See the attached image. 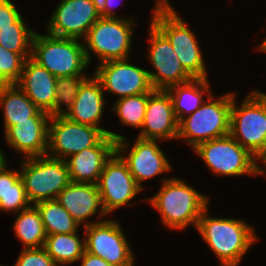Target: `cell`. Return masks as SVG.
Instances as JSON below:
<instances>
[{
	"label": "cell",
	"mask_w": 266,
	"mask_h": 266,
	"mask_svg": "<svg viewBox=\"0 0 266 266\" xmlns=\"http://www.w3.org/2000/svg\"><path fill=\"white\" fill-rule=\"evenodd\" d=\"M208 208L202 212L197 230L219 258L221 266H238L258 240L254 228L241 219L208 217Z\"/></svg>",
	"instance_id": "obj_1"
},
{
	"label": "cell",
	"mask_w": 266,
	"mask_h": 266,
	"mask_svg": "<svg viewBox=\"0 0 266 266\" xmlns=\"http://www.w3.org/2000/svg\"><path fill=\"white\" fill-rule=\"evenodd\" d=\"M160 213L161 221L171 229L197 227L202 212L208 207L209 196H204L179 178H163L158 193L147 199Z\"/></svg>",
	"instance_id": "obj_2"
},
{
	"label": "cell",
	"mask_w": 266,
	"mask_h": 266,
	"mask_svg": "<svg viewBox=\"0 0 266 266\" xmlns=\"http://www.w3.org/2000/svg\"><path fill=\"white\" fill-rule=\"evenodd\" d=\"M151 22L168 38L183 68L193 78H208L203 56L193 31L168 0H157Z\"/></svg>",
	"instance_id": "obj_3"
},
{
	"label": "cell",
	"mask_w": 266,
	"mask_h": 266,
	"mask_svg": "<svg viewBox=\"0 0 266 266\" xmlns=\"http://www.w3.org/2000/svg\"><path fill=\"white\" fill-rule=\"evenodd\" d=\"M235 97L230 110V135L260 160L266 154V94L253 90L240 107Z\"/></svg>",
	"instance_id": "obj_4"
},
{
	"label": "cell",
	"mask_w": 266,
	"mask_h": 266,
	"mask_svg": "<svg viewBox=\"0 0 266 266\" xmlns=\"http://www.w3.org/2000/svg\"><path fill=\"white\" fill-rule=\"evenodd\" d=\"M78 40L35 32L31 58L56 78L83 74L89 63Z\"/></svg>",
	"instance_id": "obj_5"
},
{
	"label": "cell",
	"mask_w": 266,
	"mask_h": 266,
	"mask_svg": "<svg viewBox=\"0 0 266 266\" xmlns=\"http://www.w3.org/2000/svg\"><path fill=\"white\" fill-rule=\"evenodd\" d=\"M234 93L215 101L211 94L196 111L178 122V137L194 149L198 144L230 134V110Z\"/></svg>",
	"instance_id": "obj_6"
},
{
	"label": "cell",
	"mask_w": 266,
	"mask_h": 266,
	"mask_svg": "<svg viewBox=\"0 0 266 266\" xmlns=\"http://www.w3.org/2000/svg\"><path fill=\"white\" fill-rule=\"evenodd\" d=\"M20 163L19 172L30 204L56 199L71 182L65 160L44 155Z\"/></svg>",
	"instance_id": "obj_7"
},
{
	"label": "cell",
	"mask_w": 266,
	"mask_h": 266,
	"mask_svg": "<svg viewBox=\"0 0 266 266\" xmlns=\"http://www.w3.org/2000/svg\"><path fill=\"white\" fill-rule=\"evenodd\" d=\"M213 174L240 176L258 175L259 165L248 150L230 134L198 144L193 149Z\"/></svg>",
	"instance_id": "obj_8"
},
{
	"label": "cell",
	"mask_w": 266,
	"mask_h": 266,
	"mask_svg": "<svg viewBox=\"0 0 266 266\" xmlns=\"http://www.w3.org/2000/svg\"><path fill=\"white\" fill-rule=\"evenodd\" d=\"M133 19L100 17L85 36L84 49L88 63L91 52L100 63L127 59L132 46Z\"/></svg>",
	"instance_id": "obj_9"
},
{
	"label": "cell",
	"mask_w": 266,
	"mask_h": 266,
	"mask_svg": "<svg viewBox=\"0 0 266 266\" xmlns=\"http://www.w3.org/2000/svg\"><path fill=\"white\" fill-rule=\"evenodd\" d=\"M85 251L99 256L112 266H133L132 249L120 227L113 220L87 223L84 225Z\"/></svg>",
	"instance_id": "obj_10"
},
{
	"label": "cell",
	"mask_w": 266,
	"mask_h": 266,
	"mask_svg": "<svg viewBox=\"0 0 266 266\" xmlns=\"http://www.w3.org/2000/svg\"><path fill=\"white\" fill-rule=\"evenodd\" d=\"M48 125L46 155L61 160L95 146L105 136L99 128L70 121L64 115L50 117Z\"/></svg>",
	"instance_id": "obj_11"
},
{
	"label": "cell",
	"mask_w": 266,
	"mask_h": 266,
	"mask_svg": "<svg viewBox=\"0 0 266 266\" xmlns=\"http://www.w3.org/2000/svg\"><path fill=\"white\" fill-rule=\"evenodd\" d=\"M100 200L106 216L129 203L142 188L134 180L127 163L115 152L106 162L97 182Z\"/></svg>",
	"instance_id": "obj_12"
},
{
	"label": "cell",
	"mask_w": 266,
	"mask_h": 266,
	"mask_svg": "<svg viewBox=\"0 0 266 266\" xmlns=\"http://www.w3.org/2000/svg\"><path fill=\"white\" fill-rule=\"evenodd\" d=\"M149 32L148 57L156 69V73L148 71L153 88L155 90H167L174 85L193 79L177 58L171 42L152 22Z\"/></svg>",
	"instance_id": "obj_13"
},
{
	"label": "cell",
	"mask_w": 266,
	"mask_h": 266,
	"mask_svg": "<svg viewBox=\"0 0 266 266\" xmlns=\"http://www.w3.org/2000/svg\"><path fill=\"white\" fill-rule=\"evenodd\" d=\"M48 21L53 36L80 39L100 18L98 0H61Z\"/></svg>",
	"instance_id": "obj_14"
},
{
	"label": "cell",
	"mask_w": 266,
	"mask_h": 266,
	"mask_svg": "<svg viewBox=\"0 0 266 266\" xmlns=\"http://www.w3.org/2000/svg\"><path fill=\"white\" fill-rule=\"evenodd\" d=\"M94 76L101 82L103 90L115 93L118 99L152 93L153 88L148 71L129 64L127 59L110 60L100 63Z\"/></svg>",
	"instance_id": "obj_15"
},
{
	"label": "cell",
	"mask_w": 266,
	"mask_h": 266,
	"mask_svg": "<svg viewBox=\"0 0 266 266\" xmlns=\"http://www.w3.org/2000/svg\"><path fill=\"white\" fill-rule=\"evenodd\" d=\"M125 141V137L116 141V152L127 163L134 180L142 189L144 188L141 183L144 180L172 169L169 160L156 142L158 140L137 137L132 148ZM129 148L131 149L127 157L123 156L124 151Z\"/></svg>",
	"instance_id": "obj_16"
},
{
	"label": "cell",
	"mask_w": 266,
	"mask_h": 266,
	"mask_svg": "<svg viewBox=\"0 0 266 266\" xmlns=\"http://www.w3.org/2000/svg\"><path fill=\"white\" fill-rule=\"evenodd\" d=\"M138 137L159 141L178 137V121L167 90H154L149 95L142 130Z\"/></svg>",
	"instance_id": "obj_17"
},
{
	"label": "cell",
	"mask_w": 266,
	"mask_h": 266,
	"mask_svg": "<svg viewBox=\"0 0 266 266\" xmlns=\"http://www.w3.org/2000/svg\"><path fill=\"white\" fill-rule=\"evenodd\" d=\"M116 152V141L105 135L95 146L65 159L70 180L97 184L106 162Z\"/></svg>",
	"instance_id": "obj_18"
},
{
	"label": "cell",
	"mask_w": 266,
	"mask_h": 266,
	"mask_svg": "<svg viewBox=\"0 0 266 266\" xmlns=\"http://www.w3.org/2000/svg\"><path fill=\"white\" fill-rule=\"evenodd\" d=\"M103 93L105 91L101 82L94 75L87 78L80 86L75 102L64 116L70 121L99 128L115 141L121 140L124 136L98 126L105 106Z\"/></svg>",
	"instance_id": "obj_19"
},
{
	"label": "cell",
	"mask_w": 266,
	"mask_h": 266,
	"mask_svg": "<svg viewBox=\"0 0 266 266\" xmlns=\"http://www.w3.org/2000/svg\"><path fill=\"white\" fill-rule=\"evenodd\" d=\"M16 85L41 110L50 113L55 105L56 77L32 58L26 59Z\"/></svg>",
	"instance_id": "obj_20"
},
{
	"label": "cell",
	"mask_w": 266,
	"mask_h": 266,
	"mask_svg": "<svg viewBox=\"0 0 266 266\" xmlns=\"http://www.w3.org/2000/svg\"><path fill=\"white\" fill-rule=\"evenodd\" d=\"M49 120L50 117H30V121L17 122L5 131L7 143L26 158L46 155Z\"/></svg>",
	"instance_id": "obj_21"
},
{
	"label": "cell",
	"mask_w": 266,
	"mask_h": 266,
	"mask_svg": "<svg viewBox=\"0 0 266 266\" xmlns=\"http://www.w3.org/2000/svg\"><path fill=\"white\" fill-rule=\"evenodd\" d=\"M56 200L79 224L97 212H100V217L106 215L101 204L97 184L71 181L58 194Z\"/></svg>",
	"instance_id": "obj_22"
},
{
	"label": "cell",
	"mask_w": 266,
	"mask_h": 266,
	"mask_svg": "<svg viewBox=\"0 0 266 266\" xmlns=\"http://www.w3.org/2000/svg\"><path fill=\"white\" fill-rule=\"evenodd\" d=\"M0 106L4 110L5 131L17 122L30 121V117H50L41 111L16 85L10 84L0 89Z\"/></svg>",
	"instance_id": "obj_23"
},
{
	"label": "cell",
	"mask_w": 266,
	"mask_h": 266,
	"mask_svg": "<svg viewBox=\"0 0 266 266\" xmlns=\"http://www.w3.org/2000/svg\"><path fill=\"white\" fill-rule=\"evenodd\" d=\"M174 108V114L179 122L186 114H192L203 103V93L211 95L207 78H193L188 82L174 85L167 89Z\"/></svg>",
	"instance_id": "obj_24"
},
{
	"label": "cell",
	"mask_w": 266,
	"mask_h": 266,
	"mask_svg": "<svg viewBox=\"0 0 266 266\" xmlns=\"http://www.w3.org/2000/svg\"><path fill=\"white\" fill-rule=\"evenodd\" d=\"M7 166L8 163L0 169V210L18 213L31 205L20 172Z\"/></svg>",
	"instance_id": "obj_25"
},
{
	"label": "cell",
	"mask_w": 266,
	"mask_h": 266,
	"mask_svg": "<svg viewBox=\"0 0 266 266\" xmlns=\"http://www.w3.org/2000/svg\"><path fill=\"white\" fill-rule=\"evenodd\" d=\"M57 266L72 264L82 257L85 240L80 241L77 232L47 235L43 247Z\"/></svg>",
	"instance_id": "obj_26"
},
{
	"label": "cell",
	"mask_w": 266,
	"mask_h": 266,
	"mask_svg": "<svg viewBox=\"0 0 266 266\" xmlns=\"http://www.w3.org/2000/svg\"><path fill=\"white\" fill-rule=\"evenodd\" d=\"M33 206L21 210L13 225L15 235L22 241L24 249L44 247L47 237L40 212Z\"/></svg>",
	"instance_id": "obj_27"
},
{
	"label": "cell",
	"mask_w": 266,
	"mask_h": 266,
	"mask_svg": "<svg viewBox=\"0 0 266 266\" xmlns=\"http://www.w3.org/2000/svg\"><path fill=\"white\" fill-rule=\"evenodd\" d=\"M35 206L40 212L47 235L77 232L80 224L56 199L41 201Z\"/></svg>",
	"instance_id": "obj_28"
},
{
	"label": "cell",
	"mask_w": 266,
	"mask_h": 266,
	"mask_svg": "<svg viewBox=\"0 0 266 266\" xmlns=\"http://www.w3.org/2000/svg\"><path fill=\"white\" fill-rule=\"evenodd\" d=\"M34 30L27 27L22 16L11 27L0 28V45L5 49L31 58Z\"/></svg>",
	"instance_id": "obj_29"
},
{
	"label": "cell",
	"mask_w": 266,
	"mask_h": 266,
	"mask_svg": "<svg viewBox=\"0 0 266 266\" xmlns=\"http://www.w3.org/2000/svg\"><path fill=\"white\" fill-rule=\"evenodd\" d=\"M151 93L128 96L117 99L111 108L118 115L123 125L142 128L148 97Z\"/></svg>",
	"instance_id": "obj_30"
},
{
	"label": "cell",
	"mask_w": 266,
	"mask_h": 266,
	"mask_svg": "<svg viewBox=\"0 0 266 266\" xmlns=\"http://www.w3.org/2000/svg\"><path fill=\"white\" fill-rule=\"evenodd\" d=\"M87 78L85 74L56 78V101L53 110L49 113L50 117L62 116L68 112L75 102L80 86ZM62 105H65L67 110L61 109Z\"/></svg>",
	"instance_id": "obj_31"
},
{
	"label": "cell",
	"mask_w": 266,
	"mask_h": 266,
	"mask_svg": "<svg viewBox=\"0 0 266 266\" xmlns=\"http://www.w3.org/2000/svg\"><path fill=\"white\" fill-rule=\"evenodd\" d=\"M25 58L0 45V78L7 84H16L23 71Z\"/></svg>",
	"instance_id": "obj_32"
},
{
	"label": "cell",
	"mask_w": 266,
	"mask_h": 266,
	"mask_svg": "<svg viewBox=\"0 0 266 266\" xmlns=\"http://www.w3.org/2000/svg\"><path fill=\"white\" fill-rule=\"evenodd\" d=\"M14 266H57L42 248L23 249Z\"/></svg>",
	"instance_id": "obj_33"
},
{
	"label": "cell",
	"mask_w": 266,
	"mask_h": 266,
	"mask_svg": "<svg viewBox=\"0 0 266 266\" xmlns=\"http://www.w3.org/2000/svg\"><path fill=\"white\" fill-rule=\"evenodd\" d=\"M20 17L11 0H0V28L11 27Z\"/></svg>",
	"instance_id": "obj_34"
},
{
	"label": "cell",
	"mask_w": 266,
	"mask_h": 266,
	"mask_svg": "<svg viewBox=\"0 0 266 266\" xmlns=\"http://www.w3.org/2000/svg\"><path fill=\"white\" fill-rule=\"evenodd\" d=\"M79 260L81 261V266H112L104 259L87 251H84L82 257Z\"/></svg>",
	"instance_id": "obj_35"
},
{
	"label": "cell",
	"mask_w": 266,
	"mask_h": 266,
	"mask_svg": "<svg viewBox=\"0 0 266 266\" xmlns=\"http://www.w3.org/2000/svg\"><path fill=\"white\" fill-rule=\"evenodd\" d=\"M99 12L102 18H117L116 14L112 11L115 0H98Z\"/></svg>",
	"instance_id": "obj_36"
},
{
	"label": "cell",
	"mask_w": 266,
	"mask_h": 266,
	"mask_svg": "<svg viewBox=\"0 0 266 266\" xmlns=\"http://www.w3.org/2000/svg\"><path fill=\"white\" fill-rule=\"evenodd\" d=\"M260 160L264 163V166L266 167V154ZM259 174L260 175L266 174V168L263 169V168L259 167Z\"/></svg>",
	"instance_id": "obj_37"
},
{
	"label": "cell",
	"mask_w": 266,
	"mask_h": 266,
	"mask_svg": "<svg viewBox=\"0 0 266 266\" xmlns=\"http://www.w3.org/2000/svg\"><path fill=\"white\" fill-rule=\"evenodd\" d=\"M6 158L4 157V154L1 152L0 150V169L5 165L7 164V159L5 160Z\"/></svg>",
	"instance_id": "obj_38"
},
{
	"label": "cell",
	"mask_w": 266,
	"mask_h": 266,
	"mask_svg": "<svg viewBox=\"0 0 266 266\" xmlns=\"http://www.w3.org/2000/svg\"><path fill=\"white\" fill-rule=\"evenodd\" d=\"M260 51L266 52V38L263 40L262 44L259 46Z\"/></svg>",
	"instance_id": "obj_39"
},
{
	"label": "cell",
	"mask_w": 266,
	"mask_h": 266,
	"mask_svg": "<svg viewBox=\"0 0 266 266\" xmlns=\"http://www.w3.org/2000/svg\"><path fill=\"white\" fill-rule=\"evenodd\" d=\"M6 85L7 84L0 78V89Z\"/></svg>",
	"instance_id": "obj_40"
}]
</instances>
